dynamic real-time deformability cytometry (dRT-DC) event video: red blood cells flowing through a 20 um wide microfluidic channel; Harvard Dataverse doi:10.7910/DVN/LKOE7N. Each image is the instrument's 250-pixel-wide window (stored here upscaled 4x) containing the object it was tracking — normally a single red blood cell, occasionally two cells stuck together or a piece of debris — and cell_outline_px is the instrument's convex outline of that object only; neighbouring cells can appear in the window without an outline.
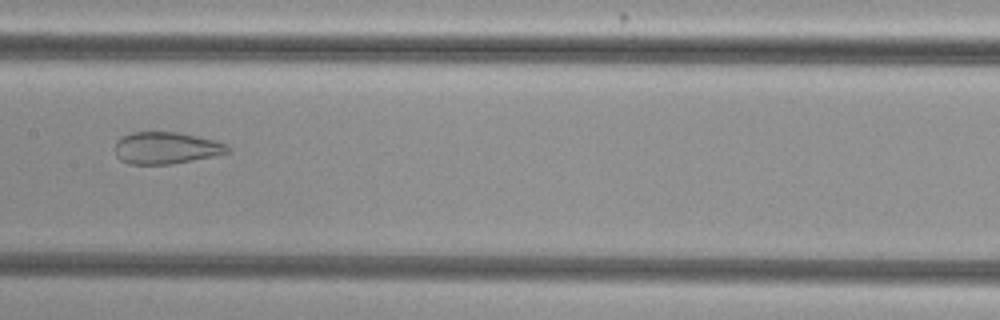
{"species": "common noctule bat (a hibernating species)", "species_latin": "Nyctalus noctula", "temperature_condition": "cold", "stored_images_in_passage": 52, "camera_frame_rate_fps": 3000, "um_per_image_px": 0.085, "animal": {"sex": "female", "body_mass_g": 29.2, "forearm_length_mm": 56.3}, "frame": {"image": 1, "passage_image": 26, "time_ms": 8.333, "image_size_px": [1000, 320], "cell_outline_px": [[232, 148], [228, 152], [212, 156], [172, 164], [128, 164], [120, 160], [116, 156], [116, 140], [132, 132], [180, 132], [216, 140], [228, 144]], "centroid_in_image_um": [14.14, 12.57], "position_along_channel_um": 193.3, "area_um2": 21.04}}
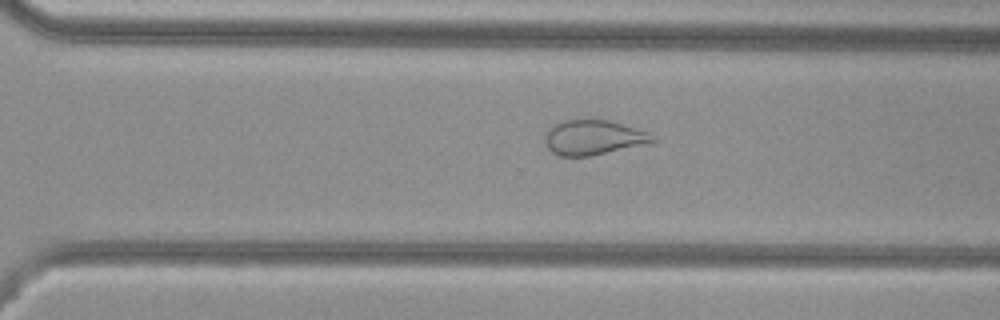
{"frame": {"image": 2, "passage_image": 36, "time_ms": 11.667, "image_size_px": [1000, 320], "cell_outline_px": [[656, 140], [644, 144], [592, 156], [560, 156], [552, 152], [548, 148], [544, 140], [544, 136], [548, 128], [552, 124], [560, 120], [608, 120], [648, 132]], "centroid_in_image_um": [50.36, 11.69], "position_along_channel_um": 320.2, "area_um2": 21.73}}
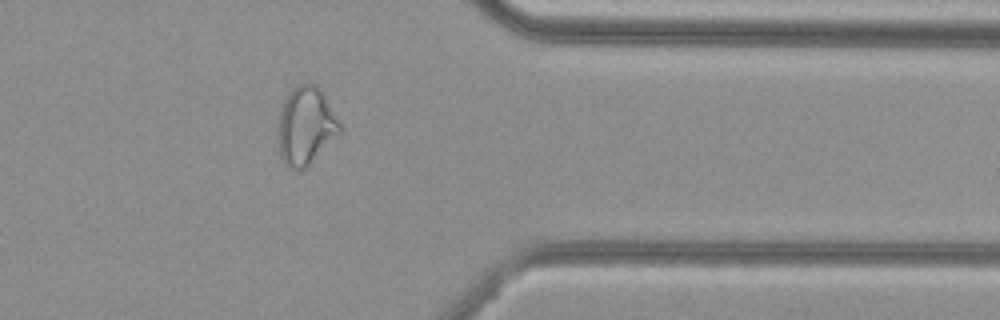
{"frame": {"image": 3, "passage_image": 42, "time_ms": 13.667, "image_size_px": [1000, 320], "cell_outline_px": [[344, 132], [304, 168], [288, 168], [284, 164], [280, 156], [276, 144], [276, 136], [280, 104], [288, 92], [292, 88], [308, 80], [316, 84], [320, 88], [344, 128]], "centroid_in_image_um": [25.97, 10.67], "position_along_channel_um": 385.4, "area_um2": 29.13}, "authors_computed_cell_mechanics": {"area_um2": 29.478, "velocity_mm_per_s": 3.821, "shape_relaxation_time_tau1_ms": null, "shape_relaxation_time_tau2_ms": 1.4861, "deformation_change_tau1": null, "deformation_change_tau2": 0.0913}}